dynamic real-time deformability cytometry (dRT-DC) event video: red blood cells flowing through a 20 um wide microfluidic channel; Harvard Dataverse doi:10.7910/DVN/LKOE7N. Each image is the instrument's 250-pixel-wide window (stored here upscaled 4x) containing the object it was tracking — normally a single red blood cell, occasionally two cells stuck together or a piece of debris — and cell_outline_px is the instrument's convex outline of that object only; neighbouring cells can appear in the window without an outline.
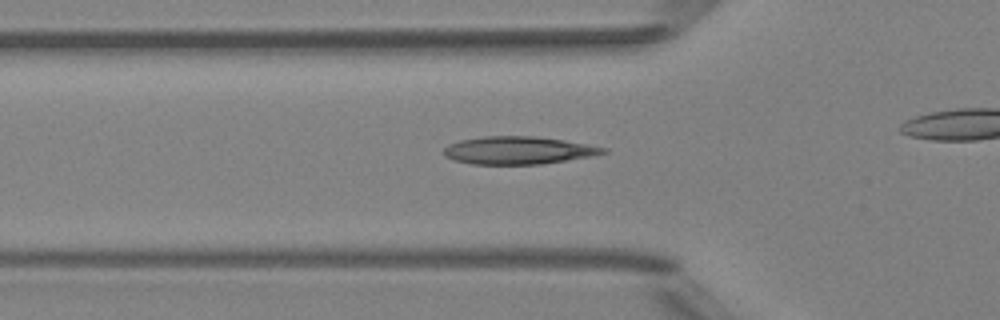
{"species": "Egyptian fruit bat (a non-hibernating species)", "species_latin": "Rousettus aegyptiacus", "temperature_condition": "room temperature", "stored_images_in_passage": 41, "camera_frame_rate_fps": 3000, "um_per_image_px": 0.085, "animal": {"sex": "female"}, "frame": {"image": 1, "passage_image": 17, "time_ms": 5.333, "image_size_px": [1000, 320], "cell_outline_px": [[608, 152], [592, 156], [540, 164], [472, 164], [456, 160], [444, 156], [444, 148], [448, 144], [460, 140], [484, 136], [532, 136], [564, 140], [608, 148]], "centroid_in_image_um": [44.05, 12.77], "position_along_channel_um": 81.7, "area_um2": 25.61}}
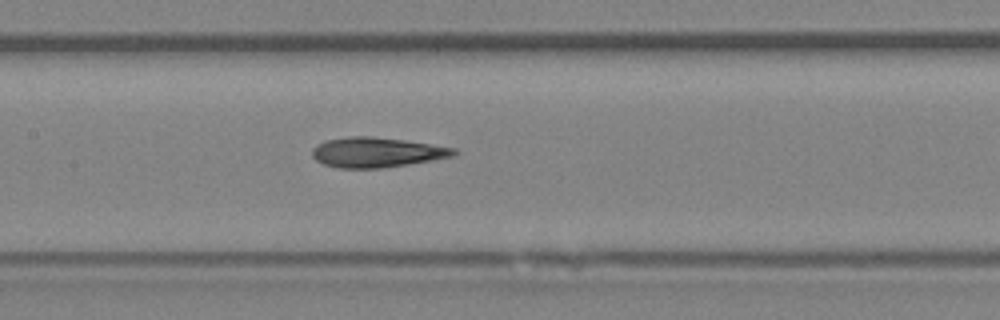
{"frame": {"image": 2, "passage_image": 24, "time_ms": 7.667, "image_size_px": [1000, 320], "cell_outline_px": [[460, 152], [452, 156], [432, 160], [408, 164], [380, 168], [340, 168], [324, 164], [316, 160], [312, 156], [312, 148], [316, 144], [324, 140], [348, 136], [372, 136], [404, 140], [456, 148]], "centroid_in_image_um": [31.99, 12.94], "position_along_channel_um": 175.4, "area_um2": 24.8}}
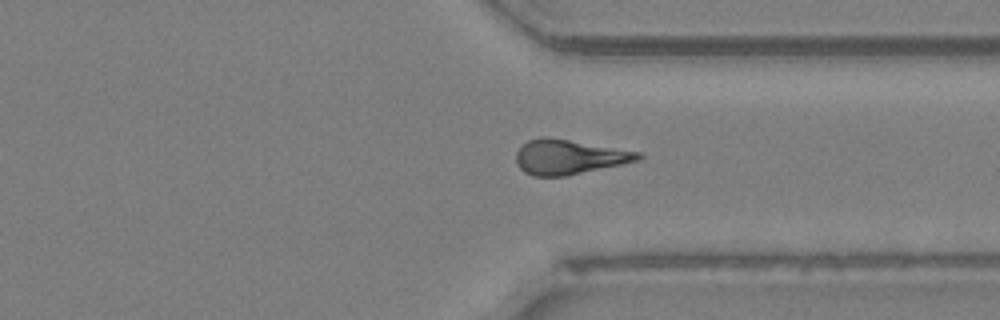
{"frame": {"image": 3, "passage_image": 38, "time_ms": 12.333, "image_size_px": [1000, 320], "cell_outline_px": [[644, 156], [640, 160], [624, 164], [564, 176], [532, 176], [524, 172], [516, 164], [516, 152], [528, 140], [540, 136], [544, 136], [640, 152]], "centroid_in_image_um": [48.35, 13.35], "position_along_channel_um": 363.0, "area_um2": 24.57}}